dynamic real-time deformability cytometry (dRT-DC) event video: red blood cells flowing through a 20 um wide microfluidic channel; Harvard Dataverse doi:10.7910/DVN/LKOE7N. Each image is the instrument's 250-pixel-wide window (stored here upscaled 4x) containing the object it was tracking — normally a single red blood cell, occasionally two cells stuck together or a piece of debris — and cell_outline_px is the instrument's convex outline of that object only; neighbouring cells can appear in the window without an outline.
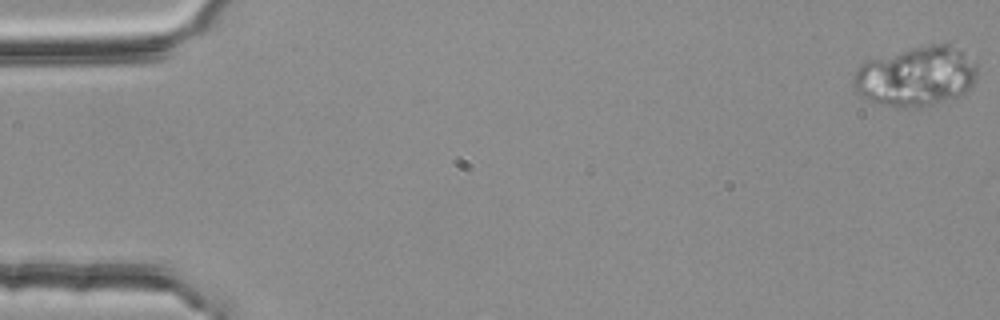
{"species": "common noctule bat (a hibernating species)", "species_latin": "Nyctalus noctula", "temperature_condition": "room temperature", "stored_images_in_passage": 55, "camera_frame_rate_fps": 3000, "um_per_image_px": 0.085, "animal": {"sex": "female", "body_mass_g": 25.1}, "frame": {"image": 1, "passage_image": 1, "time_ms": 0.0, "image_size_px": [1000, 320], "cell_outline_px": [[976, 80], [972, 88], [956, 96], [924, 108], [896, 108], [868, 100], [860, 96], [852, 88], [852, 76], [856, 68], [864, 60], [912, 48], [932, 44], [948, 44], [960, 48], [976, 64]], "centroid_in_image_um": [77.82, 6.5], "position_along_channel_um": 7.2, "area_um2": 43.81}}
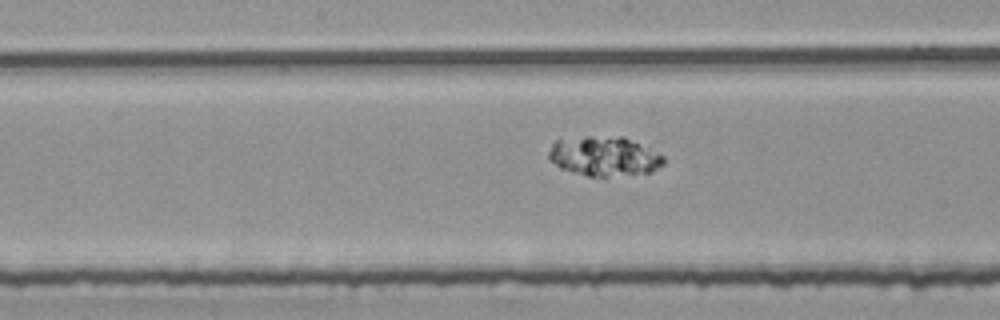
{"frame": {"image": 2, "passage_image": 29, "time_ms": 9.333, "image_size_px": [1000, 320], "cell_outline_px": [[664, 164], [652, 172], [608, 176], [588, 176], [572, 172], [560, 168], [548, 160], [548, 152], [552, 144], [556, 140], [588, 136], [624, 136], [664, 156]], "centroid_in_image_um": [51.33, 13.28], "position_along_channel_um": 196.9, "area_um2": 26.53}}
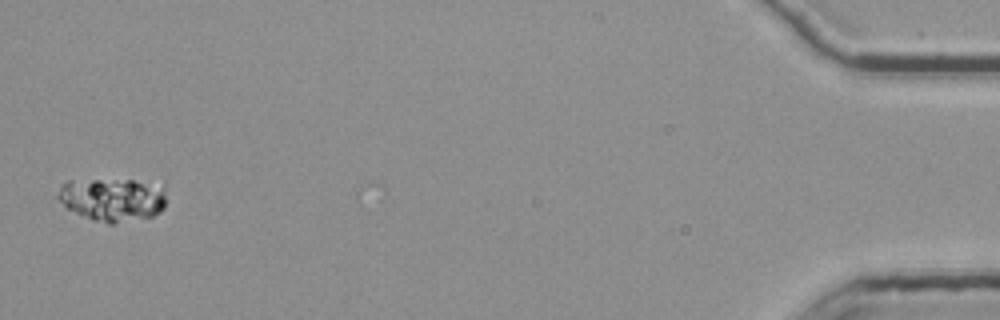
{"frame": {"image": 3, "passage_image": 55, "time_ms": 18.0, "image_size_px": [1000, 320], "cell_outline_px": [[164, 208], [160, 212], [152, 216], [116, 224], [108, 224], [96, 220], [76, 212], [68, 208], [56, 196], [60, 184], [68, 180], [164, 180]], "centroid_in_image_um": [9.64, 16.91], "position_along_channel_um": 425.6, "area_um2": 27.86}}